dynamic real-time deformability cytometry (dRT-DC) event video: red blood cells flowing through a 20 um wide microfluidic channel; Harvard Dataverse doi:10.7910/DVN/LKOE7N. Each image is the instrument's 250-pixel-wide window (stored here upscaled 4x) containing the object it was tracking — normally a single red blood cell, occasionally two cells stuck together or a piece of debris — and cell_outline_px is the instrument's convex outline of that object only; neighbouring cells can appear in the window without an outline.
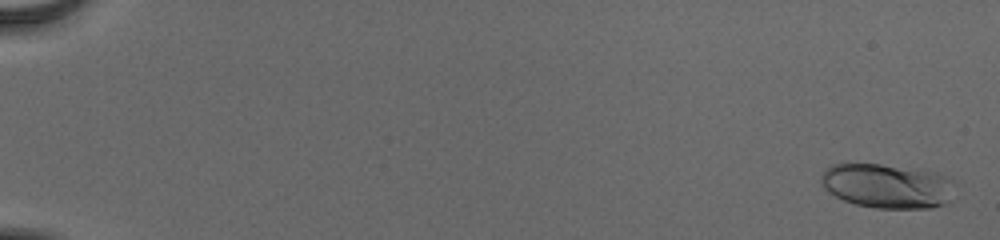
{"species": "human", "species_latin": "Homo sapiens", "temperature_condition": "cold", "stored_images_in_passage": 56, "camera_frame_rate_fps": 3000, "um_per_image_px": 0.085, "donor": {"sex": "male"}, "frame": {"image": 1, "passage_image": 2, "time_ms": 0.333, "image_size_px": [1000, 240], "cell_outline_px": [[956, 180], [944, 204], [932, 208], [876, 208], [856, 204], [844, 200], [828, 192], [820, 184], [820, 176], [832, 164], [880, 164], [936, 172]], "centroid_in_image_um": [75.38, 15.8], "position_along_channel_um": 9.6, "area_um2": 34.45}}
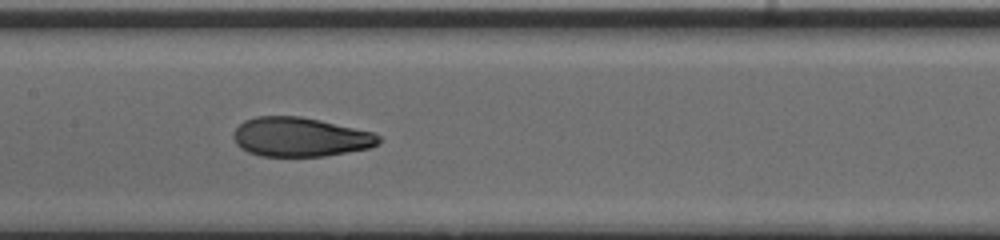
{"frame": {"image": 2, "passage_image": 31, "time_ms": 10.0, "image_size_px": [1000, 240], "cell_outline_px": [[380, 144], [368, 148], [324, 156], [260, 156], [248, 152], [240, 148], [236, 144], [232, 136], [232, 132], [244, 120], [256, 116], [300, 116], [320, 120], [372, 132], [380, 136]], "centroid_in_image_um": [25.47, 11.64], "position_along_channel_um": 181.9, "area_um2": 33.23}}
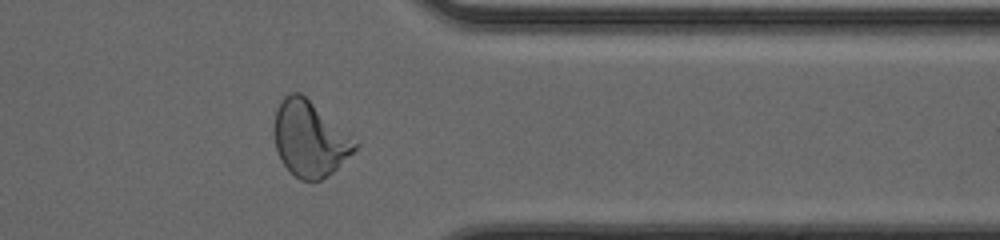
{"frame": {"image": 3, "passage_image": 47, "time_ms": 15.333, "image_size_px": [1000, 240], "cell_outline_px": [[360, 144], [328, 176], [320, 180], [300, 180], [280, 160], [276, 148], [272, 128], [276, 108], [280, 100], [288, 92], [300, 92]], "centroid_in_image_um": [26.27, 11.78], "position_along_channel_um": 385.1, "area_um2": 35.2}, "authors_computed_cell_mechanics": {"area_um2": 33.6685, "velocity_mm_per_s": 3.8848, "shape_relaxation_time_tau1_ms": 4.7812, "shape_relaxation_time_tau2_ms": 0.9723, "deformation_change_tau1": 0.181, "deformation_change_tau2": 0.0661}}